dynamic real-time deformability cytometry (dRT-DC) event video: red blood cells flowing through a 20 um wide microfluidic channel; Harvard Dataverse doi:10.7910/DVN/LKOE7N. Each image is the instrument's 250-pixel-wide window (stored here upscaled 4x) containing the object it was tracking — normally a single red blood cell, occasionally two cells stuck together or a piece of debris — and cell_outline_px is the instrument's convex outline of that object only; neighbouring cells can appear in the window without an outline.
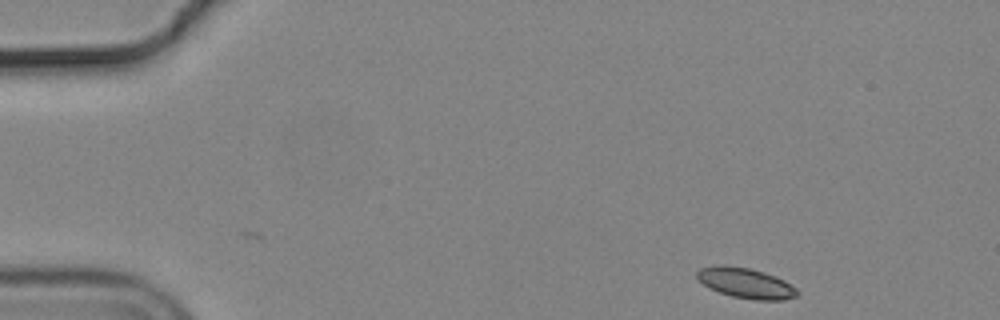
{"species": "common noctule bat (a hibernating species)", "species_latin": "Nyctalus noctula", "temperature_condition": "cold", "stored_images_in_passage": 51, "camera_frame_rate_fps": 3000, "um_per_image_px": 0.085, "animal": {"sex": "male", "body_mass_g": 19.2, "forearm_length_mm": 51.8}, "frame": {"image": 1, "passage_image": 1, "time_ms": 0.0, "image_size_px": [1000, 320], "cell_outline_px": [[800, 292], [796, 296], [784, 300], [756, 300], [732, 296], [708, 288], [696, 276], [696, 272], [700, 268], [724, 264], [752, 268], [776, 276], [784, 280], [796, 288]], "centroid_in_image_um": [63.41, 24.05], "position_along_channel_um": 21.6, "area_um2": 17.8}}
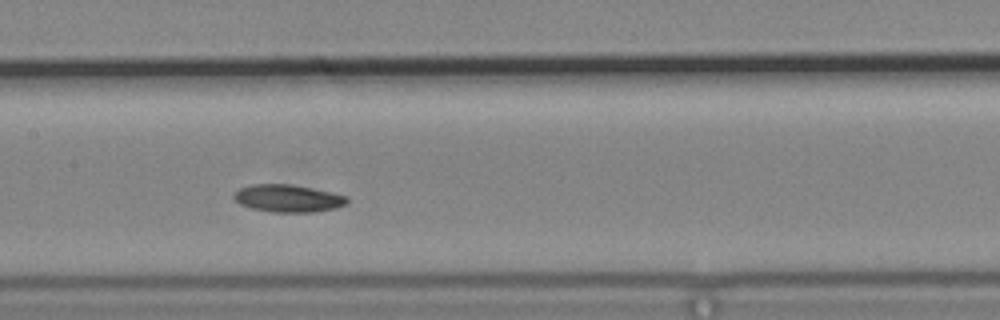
{"frame": {"image": 2, "passage_image": 22, "time_ms": 7.0, "image_size_px": [1000, 320], "cell_outline_px": [[348, 204], [336, 208], [316, 212], [272, 212], [252, 208], [240, 204], [232, 196], [240, 188], [252, 184], [288, 184], [328, 192], [344, 196], [348, 200]], "centroid_in_image_um": [24.46, 16.87], "position_along_channel_um": 182.9, "area_um2": 17.8}}
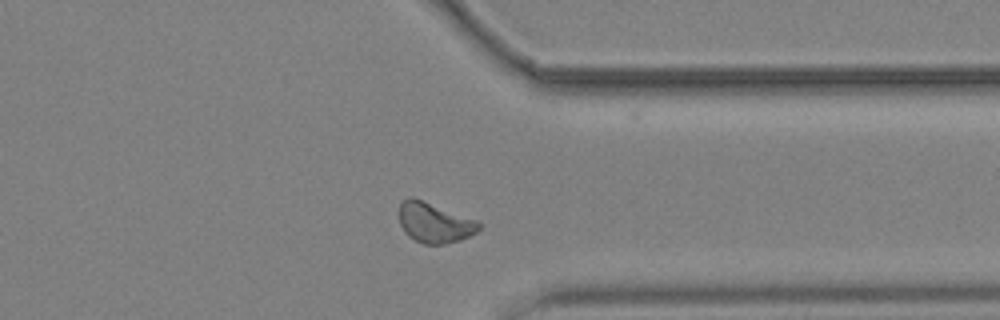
{"frame": {"image": 3, "passage_image": 38, "time_ms": 12.333, "image_size_px": [1000, 320], "cell_outline_px": [[480, 228], [476, 232], [460, 240], [444, 244], [424, 244], [408, 236], [404, 232], [400, 224], [400, 204], [408, 196], [412, 196], [476, 220], [480, 224]], "centroid_in_image_um": [36.9, 18.93], "position_along_channel_um": 374.5, "area_um2": 18.44}}